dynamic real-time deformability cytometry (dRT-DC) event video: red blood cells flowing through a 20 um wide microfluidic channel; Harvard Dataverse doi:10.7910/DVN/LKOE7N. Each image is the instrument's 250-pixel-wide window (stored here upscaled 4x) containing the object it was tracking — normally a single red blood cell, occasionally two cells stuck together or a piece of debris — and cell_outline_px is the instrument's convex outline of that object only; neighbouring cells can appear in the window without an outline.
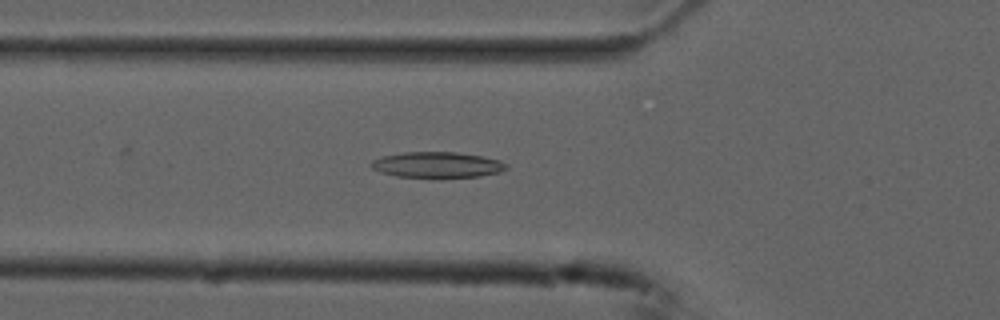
{"species": "common noctule bat (a hibernating species)", "species_latin": "Nyctalus noctula", "temperature_condition": "cold", "stored_images_in_passage": 34, "camera_frame_rate_fps": 3000, "um_per_image_px": 0.085, "animal": {"sex": "male", "forearm_length_mm": 52.5}, "frame": {"image": 1, "passage_image": 13, "time_ms": 4.0, "image_size_px": [1000, 320], "cell_outline_px": [[508, 168], [500, 172], [480, 176], [440, 180], [396, 176], [380, 172], [372, 168], [372, 160], [384, 156], [404, 152], [456, 152], [484, 156], [500, 160], [508, 164]], "centroid_in_image_um": [37.22, 14.05], "position_along_channel_um": 88.6, "area_um2": 21.1}}
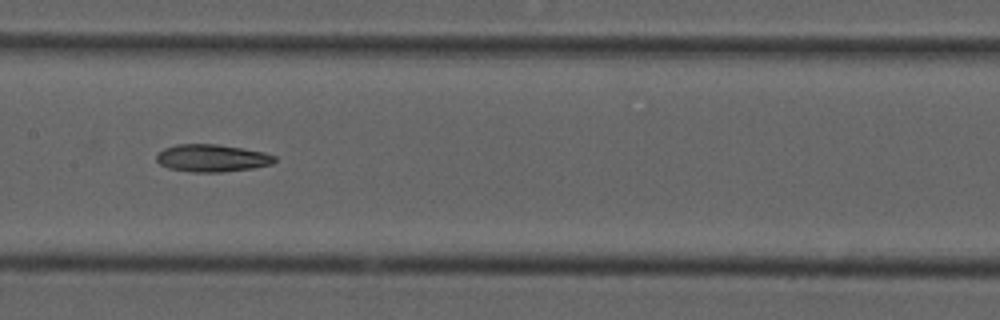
{"frame": {"image": 2, "passage_image": 21, "time_ms": 6.667, "image_size_px": [1000, 320], "cell_outline_px": [[276, 160], [272, 164], [252, 168], [224, 172], [192, 172], [168, 168], [160, 164], [156, 160], [156, 156], [164, 148], [176, 144], [216, 144], [264, 152], [276, 156]], "centroid_in_image_um": [18.01, 13.44], "position_along_channel_um": 189.4, "area_um2": 18.84}}
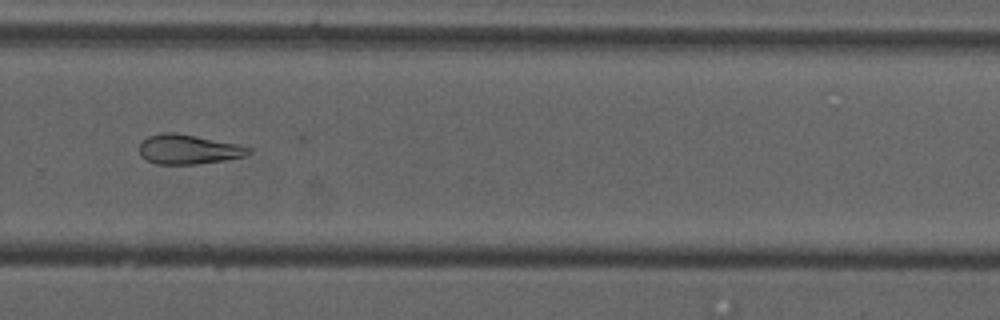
{"frame": {"image": 3, "passage_image": 31, "time_ms": 10.0, "image_size_px": [1000, 320], "cell_outline_px": [[252, 152], [244, 156], [224, 160], [196, 164], [156, 164], [140, 156], [140, 144], [148, 136], [160, 132], [176, 132], [240, 144], [252, 148]], "centroid_in_image_um": [16.03, 12.68], "position_along_channel_um": 313.8, "area_um2": 18.96}}